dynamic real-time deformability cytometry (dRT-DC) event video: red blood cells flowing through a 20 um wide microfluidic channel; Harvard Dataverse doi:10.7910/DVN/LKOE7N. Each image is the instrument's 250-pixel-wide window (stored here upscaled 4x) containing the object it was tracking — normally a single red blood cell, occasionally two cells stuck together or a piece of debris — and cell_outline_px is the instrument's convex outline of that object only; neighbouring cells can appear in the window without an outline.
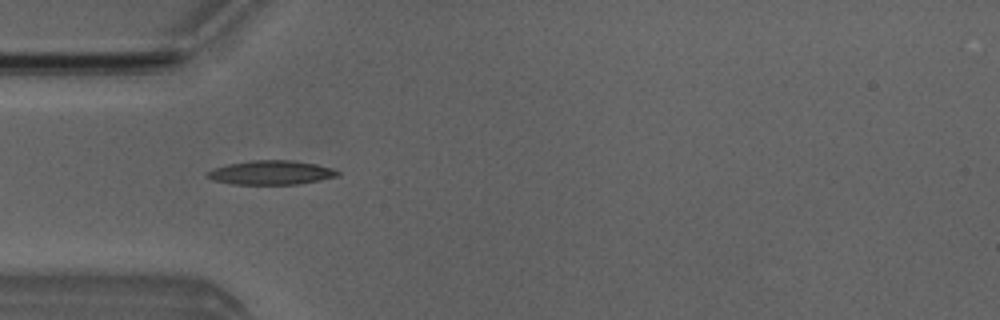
{"species": "Egyptian fruit bat (a non-hibernating species)", "species_latin": "Rousettus aegyptiacus", "temperature_condition": "room temperature", "stored_images_in_passage": 7, "camera_frame_rate_fps": 3000, "um_per_image_px": 0.085, "animal": {"sex": "male"}, "frame": {"image": 1, "passage_image": 4, "time_ms": 4.333, "image_size_px": [1000, 320], "cell_outline_px": [[340, 176], [300, 184], [232, 184], [212, 180], [204, 176], [212, 168], [228, 164], [252, 160], [292, 160], [316, 164], [332, 168], [340, 172]], "centroid_in_image_um": [23.04, 14.67], "position_along_channel_um": 62.0, "area_um2": 18.44}}